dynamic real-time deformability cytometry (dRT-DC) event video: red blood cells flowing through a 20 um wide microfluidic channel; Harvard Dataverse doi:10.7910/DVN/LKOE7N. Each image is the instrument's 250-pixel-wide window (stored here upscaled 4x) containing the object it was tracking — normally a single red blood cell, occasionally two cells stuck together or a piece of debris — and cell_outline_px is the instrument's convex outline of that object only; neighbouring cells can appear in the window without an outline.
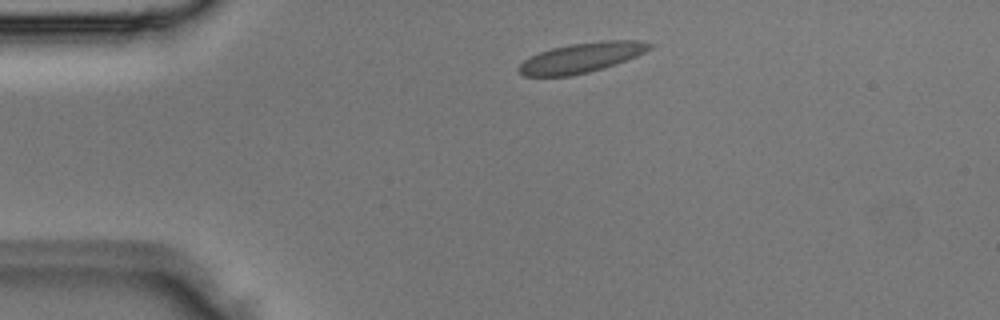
{"species": "Egyptian fruit bat (a non-hibernating species)", "species_latin": "Rousettus aegyptiacus", "temperature_condition": "room temperature", "stored_images_in_passage": 2, "camera_frame_rate_fps": 3000, "um_per_image_px": 0.085, "animal": {"sex": "male"}, "frame": {"image": 1, "passage_image": 1, "time_ms": 0.0, "image_size_px": [1000, 320], "cell_outline_px": [[656, 44], [652, 48], [636, 56], [604, 68], [572, 76], [524, 76], [516, 68], [524, 60], [540, 52], [552, 48], [568, 44], [600, 40], [640, 40]], "centroid_in_image_um": [49.46, 4.89], "position_along_channel_um": 35.5, "area_um2": 22.89}}